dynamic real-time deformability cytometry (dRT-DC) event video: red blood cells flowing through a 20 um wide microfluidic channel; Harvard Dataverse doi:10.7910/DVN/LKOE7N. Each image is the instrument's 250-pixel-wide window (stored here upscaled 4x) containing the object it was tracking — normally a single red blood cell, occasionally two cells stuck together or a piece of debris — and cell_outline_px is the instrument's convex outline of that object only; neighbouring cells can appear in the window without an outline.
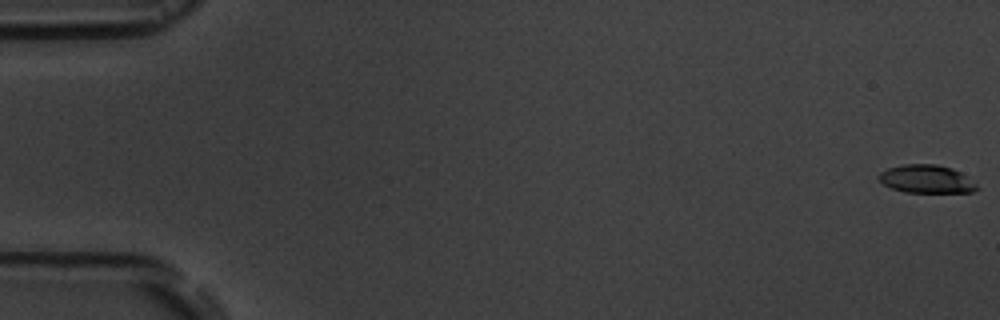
{"species": "common noctule bat (a hibernating species)", "species_latin": "Nyctalus noctula", "temperature_condition": "room temperature", "stored_images_in_passage": 7, "camera_frame_rate_fps": 3000, "um_per_image_px": 0.085, "animal": {"sex": "male", "body_mass_g": 19.5, "forearm_length_mm": 54.6}, "frame": {"image": 1, "passage_image": 1, "time_ms": 0.0, "image_size_px": [1000, 320], "cell_outline_px": [[980, 188], [972, 192], [904, 192], [892, 188], [884, 184], [880, 180], [880, 172], [888, 168], [904, 164], [936, 164], [952, 168], [960, 172], [976, 184]], "centroid_in_image_um": [78.77, 15.22], "position_along_channel_um": 6.2, "area_um2": 15.9}}
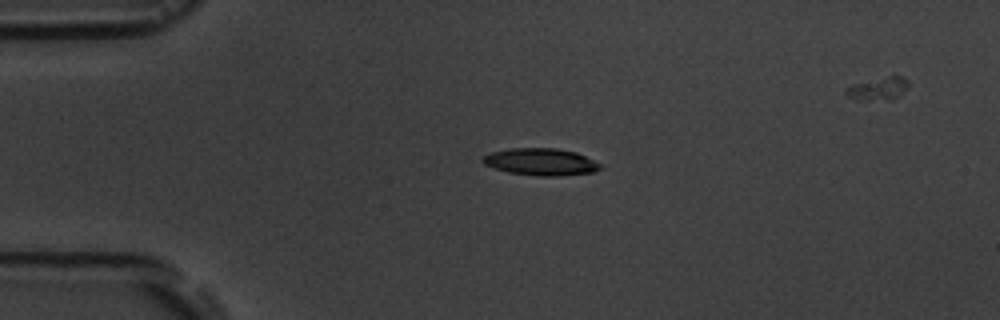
{"frame": {"image": 2, "passage_image": 5, "time_ms": 4.333, "image_size_px": [1000, 320], "cell_outline_px": [[604, 168], [592, 172], [560, 176], [536, 176], [508, 172], [484, 164], [480, 160], [488, 152], [512, 148], [556, 148], [576, 152], [604, 164]], "centroid_in_image_um": [46.0, 13.75], "position_along_channel_um": 39.0, "area_um2": 18.79}}